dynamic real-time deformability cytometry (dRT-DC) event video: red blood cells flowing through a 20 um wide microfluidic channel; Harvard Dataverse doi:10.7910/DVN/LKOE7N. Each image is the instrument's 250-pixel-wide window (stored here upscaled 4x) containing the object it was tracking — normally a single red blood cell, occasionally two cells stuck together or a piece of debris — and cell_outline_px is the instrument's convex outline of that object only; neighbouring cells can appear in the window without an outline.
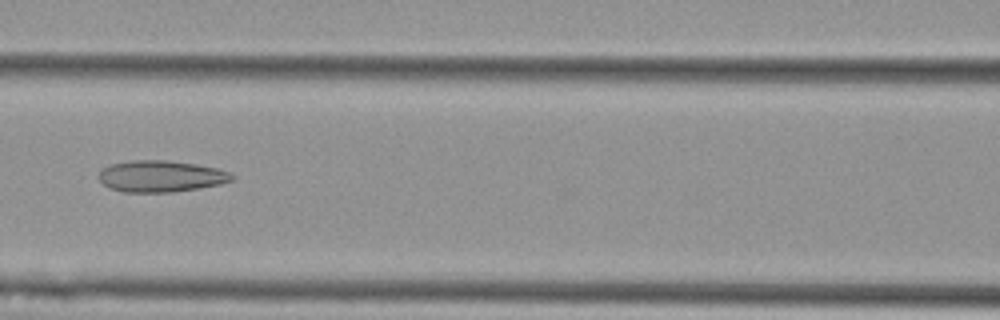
{"species": "Egyptian fruit bat (a non-hibernating species)", "species_latin": "Rousettus aegyptiacus", "temperature_condition": "cold", "stored_images_in_passage": 42, "camera_frame_rate_fps": 3000, "um_per_image_px": 0.085, "animal": {"sex": "female"}, "frame": {"image": 1, "passage_image": 17, "time_ms": 5.333, "image_size_px": [1000, 320], "cell_outline_px": [[236, 180], [220, 184], [200, 188], [172, 192], [124, 192], [112, 188], [104, 184], [100, 180], [100, 172], [104, 168], [112, 164], [132, 160], [168, 160], [196, 164], [216, 168], [232, 172], [236, 176]], "centroid_in_image_um": [13.77, 14.98], "position_along_channel_um": 152.8, "area_um2": 24.45}}
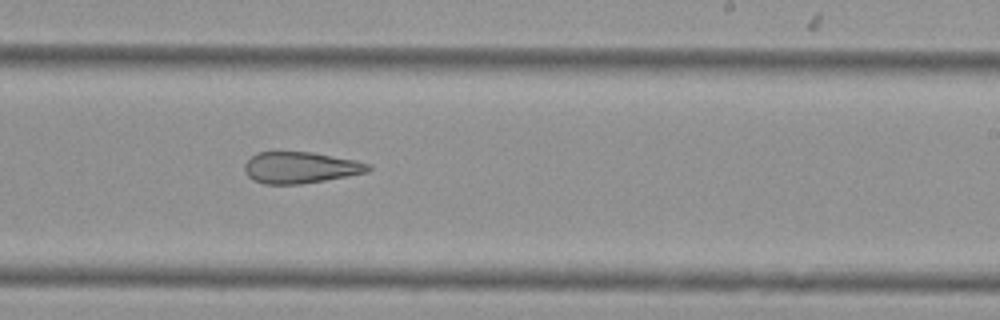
{"frame": {"image": 2, "passage_image": 26, "time_ms": 8.333, "image_size_px": [1000, 320], "cell_outline_px": [[372, 168], [368, 172], [324, 180], [300, 184], [264, 184], [252, 180], [248, 176], [244, 168], [244, 164], [256, 152], [312, 152], [356, 160], [368, 164]], "centroid_in_image_um": [25.51, 14.24], "position_along_channel_um": 263.5, "area_um2": 22.54}}
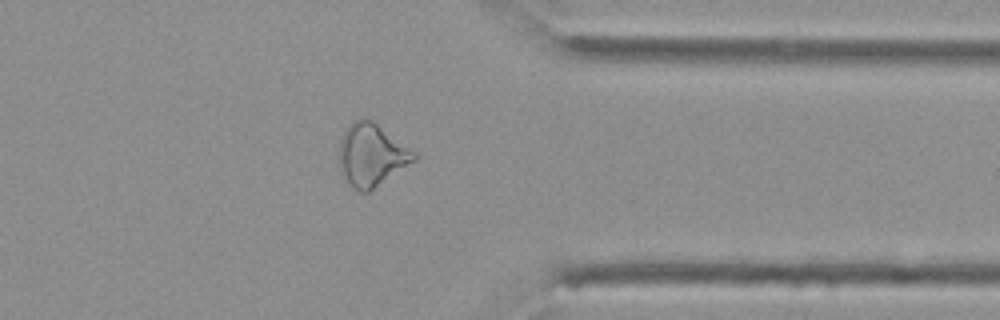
{"frame": {"image": 3, "passage_image": 36, "time_ms": 11.667, "image_size_px": [1000, 320], "cell_outline_px": [[416, 160], [368, 192], [360, 192], [352, 188], [348, 184], [340, 172], [340, 140], [348, 124], [360, 116], [368, 116], [416, 152]], "centroid_in_image_um": [31.57, 13.14], "position_along_channel_um": 379.8, "area_um2": 27.57}, "authors_computed_cell_mechanics": {"area_um2": 25.3164, "velocity_mm_per_s": 3.7051, "shape_relaxation_time_tau1_ms": null, "shape_relaxation_time_tau2_ms": 6.1378, "deformation_change_tau1": null, "deformation_change_tau2": 0.1899}}